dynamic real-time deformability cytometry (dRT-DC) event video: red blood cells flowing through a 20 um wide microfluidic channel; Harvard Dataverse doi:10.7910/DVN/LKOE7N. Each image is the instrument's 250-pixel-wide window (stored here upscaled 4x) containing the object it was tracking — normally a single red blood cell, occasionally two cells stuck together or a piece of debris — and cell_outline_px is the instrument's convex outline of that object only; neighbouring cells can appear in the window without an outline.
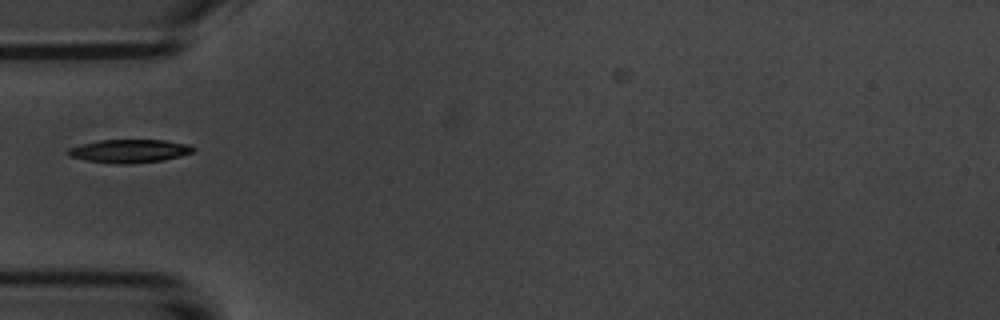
{"species": "common noctule bat (a hibernating species)", "species_latin": "Nyctalus noctula", "temperature_condition": "room temperature", "stored_images_in_passage": 4, "camera_frame_rate_fps": 3000, "um_per_image_px": 0.085, "animal": {"sex": "male", "body_mass_g": 20.1, "forearm_length_mm": 53.5}, "frame": {"image": 1, "passage_image": 1, "time_ms": 0.0, "image_size_px": [1000, 320], "cell_outline_px": [[196, 148], [192, 152], [180, 156], [164, 160], [128, 164], [116, 164], [88, 160], [68, 156], [64, 152], [68, 148], [80, 144], [100, 140], [164, 140], [188, 144]], "centroid_in_image_um": [10.97, 12.83], "position_along_channel_um": 74.0, "area_um2": 17.05}}
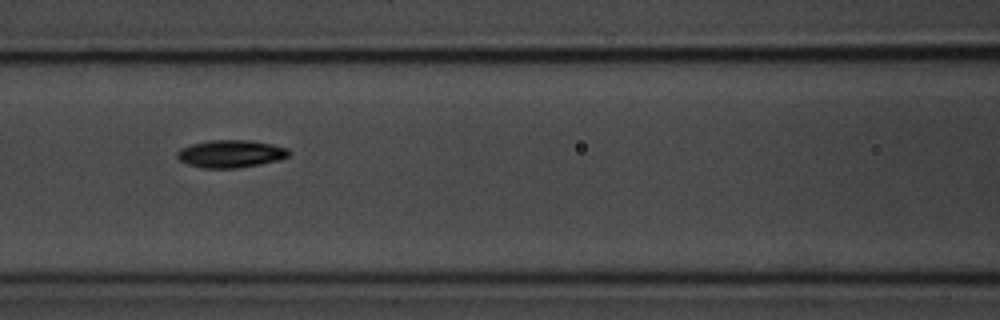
{"frame": {"image": 2, "passage_image": 3, "time_ms": 2.0, "image_size_px": [1000, 320], "cell_outline_px": [[292, 152], [288, 156], [280, 160], [260, 164], [236, 168], [204, 168], [188, 164], [180, 160], [176, 156], [176, 152], [180, 148], [192, 144], [208, 140], [248, 140], [272, 144], [288, 148]], "centroid_in_image_um": [19.63, 13.06], "position_along_channel_um": 147.0, "area_um2": 18.03}}
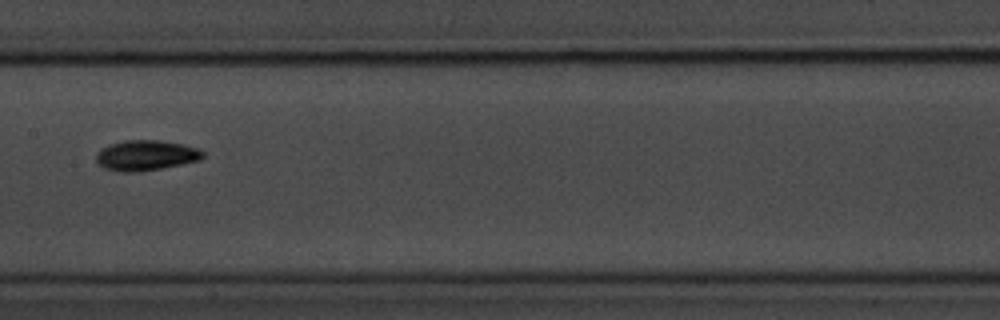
{"frame": {"image": 3, "passage_image": 4, "time_ms": 3.333, "image_size_px": [1000, 320], "cell_outline_px": [[204, 156], [200, 160], [140, 172], [120, 172], [104, 168], [96, 160], [96, 156], [108, 144], [124, 140], [156, 140], [184, 144], [196, 148], [204, 152]], "centroid_in_image_um": [12.41, 13.2], "position_along_channel_um": 195.0, "area_um2": 18.67}}